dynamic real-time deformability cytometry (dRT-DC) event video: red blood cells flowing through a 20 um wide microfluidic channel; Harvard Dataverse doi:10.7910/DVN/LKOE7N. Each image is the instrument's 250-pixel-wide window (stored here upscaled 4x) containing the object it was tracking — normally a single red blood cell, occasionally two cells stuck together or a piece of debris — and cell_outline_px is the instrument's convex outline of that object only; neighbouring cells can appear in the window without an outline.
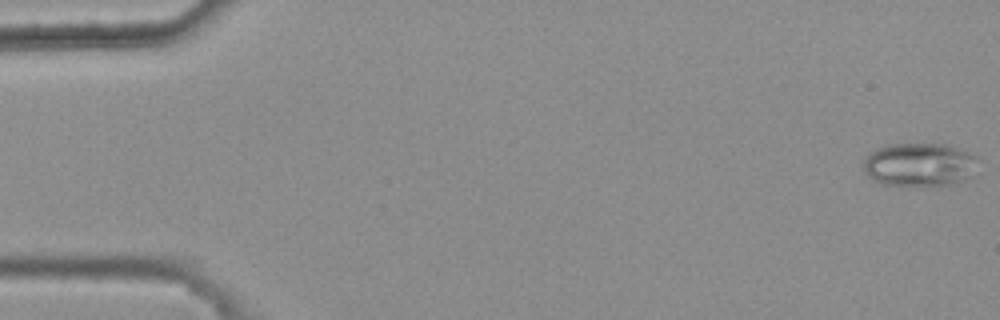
{"species": "common noctule bat (a hibernating species)", "species_latin": "Nyctalus noctula", "temperature_condition": "warm", "stored_images_in_passage": 4, "camera_frame_rate_fps": 3000, "um_per_image_px": 0.085, "animal": {"sex": "female", "body_mass_g": 25.1}, "frame": {"image": 1, "passage_image": 1, "time_ms": 0.0, "image_size_px": [1000, 320], "cell_outline_px": [[980, 160], [968, 176], [960, 180], [948, 184], [884, 184], [872, 180], [864, 172], [864, 160], [876, 148], [884, 144], [944, 144], [968, 152], [976, 156]], "centroid_in_image_um": [78.11, 13.96], "position_along_channel_um": 6.9, "area_um2": 28.32}}